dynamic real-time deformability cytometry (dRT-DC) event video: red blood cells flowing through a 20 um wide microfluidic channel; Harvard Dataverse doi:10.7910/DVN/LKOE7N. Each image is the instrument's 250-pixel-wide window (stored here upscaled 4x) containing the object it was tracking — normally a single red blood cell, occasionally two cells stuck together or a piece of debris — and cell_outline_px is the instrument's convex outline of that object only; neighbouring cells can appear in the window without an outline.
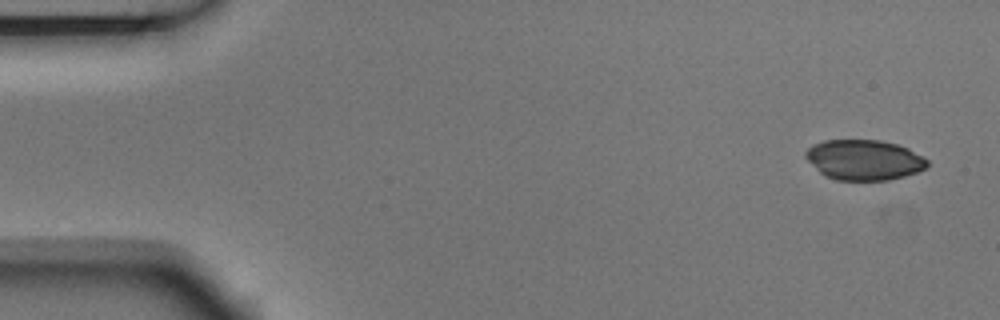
{"species": "Egyptian fruit bat (a non-hibernating species)", "species_latin": "Rousettus aegyptiacus", "temperature_condition": "room temperature", "stored_images_in_passage": 5, "camera_frame_rate_fps": 3000, "um_per_image_px": 0.085, "animal": {"sex": "male"}, "frame": {"image": 1, "passage_image": 1, "time_ms": 0.0, "image_size_px": [1000, 320], "cell_outline_px": [[928, 168], [904, 176], [888, 180], [836, 180], [824, 176], [804, 156], [804, 152], [812, 144], [824, 140], [880, 140], [896, 144], [908, 148], [924, 156], [928, 160]], "centroid_in_image_um": [73.45, 13.59], "position_along_channel_um": 11.5, "area_um2": 28.73}}
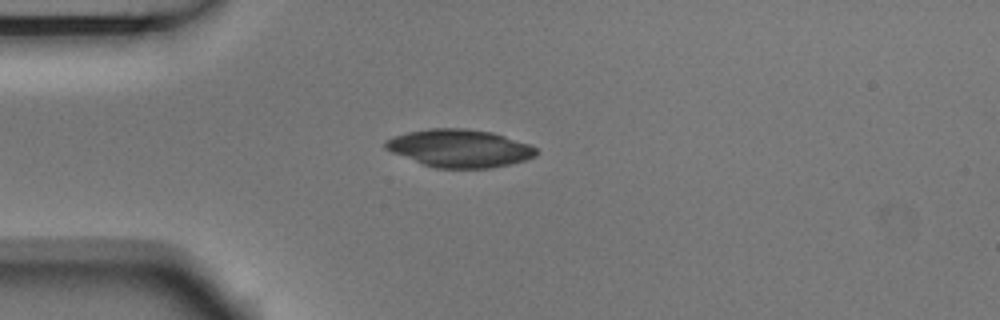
{"frame": {"image": 2, "passage_image": 4, "time_ms": 1.0, "image_size_px": [1000, 320], "cell_outline_px": [[540, 152], [536, 156], [524, 160], [492, 168], [436, 168], [424, 164], [392, 152], [384, 148], [384, 140], [392, 136], [408, 132], [428, 128], [468, 128], [492, 132], [528, 144], [536, 148]], "centroid_in_image_um": [39.05, 12.59], "position_along_channel_um": 45.9, "area_um2": 33.18}}